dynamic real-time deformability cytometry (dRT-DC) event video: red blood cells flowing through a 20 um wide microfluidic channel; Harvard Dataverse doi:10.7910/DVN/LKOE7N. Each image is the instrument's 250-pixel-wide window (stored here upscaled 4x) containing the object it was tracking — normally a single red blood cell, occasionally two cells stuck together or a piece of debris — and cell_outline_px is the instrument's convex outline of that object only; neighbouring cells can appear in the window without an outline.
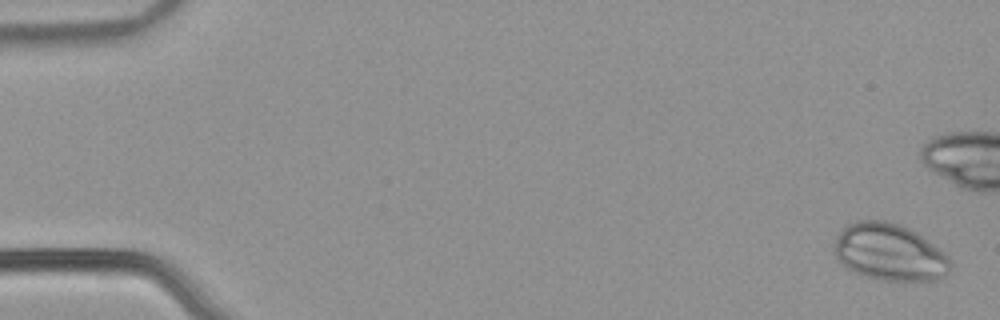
{"species": "common noctule bat (a hibernating species)", "species_latin": "Nyctalus noctula", "temperature_condition": "warm", "stored_images_in_passage": 54, "camera_frame_rate_fps": 3000, "um_per_image_px": 0.085, "animal": {"sex": "male", "body_mass_g": 21.5, "forearm_length_mm": 52.0}, "frame": {"image": 1, "passage_image": 1, "time_ms": 0.0, "image_size_px": [1000, 320], "cell_outline_px": [[952, 264], [948, 272], [944, 276], [936, 280], [876, 280], [856, 272], [848, 268], [836, 256], [832, 244], [836, 236], [848, 224], [856, 220], [888, 220], [900, 224], [908, 228], [944, 252], [948, 256]], "centroid_in_image_um": [75.59, 21.43], "position_along_channel_um": 9.4, "area_um2": 38.38}}
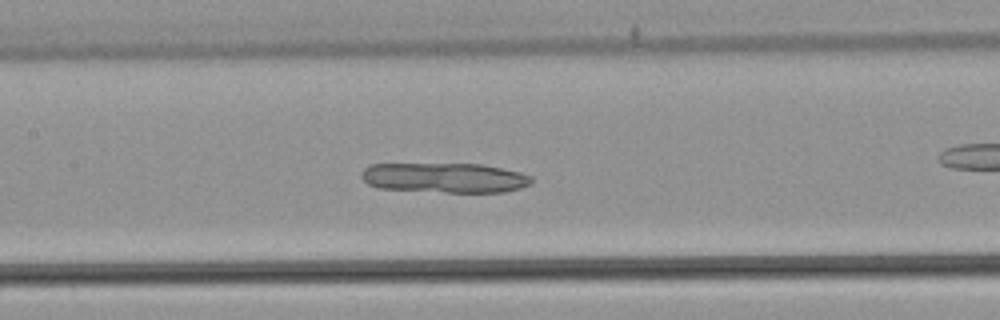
{"frame": {"image": 2, "passage_image": 26, "time_ms": 8.333, "image_size_px": [1000, 320], "cell_outline_px": [[532, 180], [528, 184], [520, 188], [504, 192], [444, 192], [380, 188], [368, 184], [360, 176], [364, 168], [372, 164], [480, 164], [520, 172], [532, 176]], "centroid_in_image_um": [37.79, 15.11], "position_along_channel_um": 169.6, "area_um2": 29.42}}
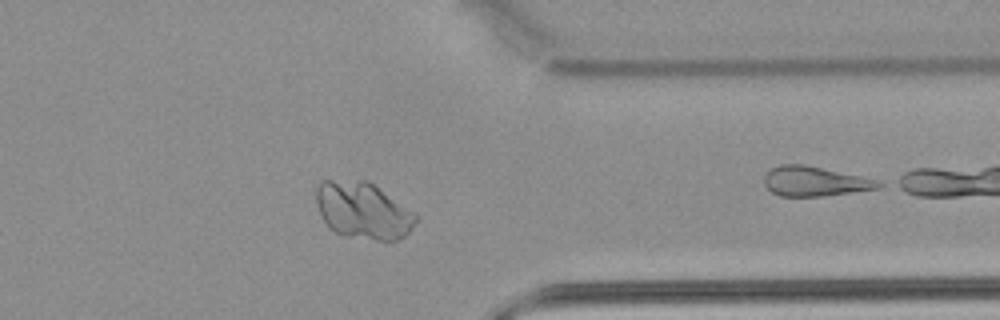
{"frame": {"image": 3, "passage_image": 43, "time_ms": 14.0, "image_size_px": [1000, 320], "cell_outline_px": [[420, 216], [412, 228], [404, 236], [396, 240], [376, 240], [344, 236], [328, 228], [320, 212], [316, 200], [316, 188], [320, 180], [368, 180]], "centroid_in_image_um": [30.86, 17.89], "position_along_channel_um": 380.5, "area_um2": 33.06}}